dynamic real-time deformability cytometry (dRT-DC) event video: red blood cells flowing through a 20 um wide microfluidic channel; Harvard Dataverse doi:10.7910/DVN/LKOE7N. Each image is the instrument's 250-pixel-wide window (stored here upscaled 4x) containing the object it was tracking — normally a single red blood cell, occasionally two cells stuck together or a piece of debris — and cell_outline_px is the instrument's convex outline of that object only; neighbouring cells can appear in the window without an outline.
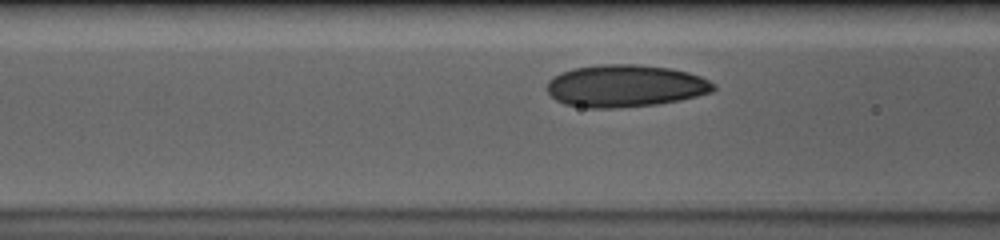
{"species": "human", "species_latin": "Homo sapiens", "temperature_condition": "cold", "stored_images_in_passage": 10, "camera_frame_rate_fps": 3000, "um_per_image_px": 0.085, "donor": {"sex": "male"}, "frame": {"image": 1, "passage_image": 7, "time_ms": 2.0, "image_size_px": [1000, 240], "cell_outline_px": [[716, 88], [712, 92], [680, 100], [656, 104], [616, 108], [588, 108], [564, 104], [556, 100], [544, 88], [548, 80], [552, 76], [560, 72], [572, 68], [600, 64], [636, 64], [672, 68], [688, 72], [700, 76], [716, 84]], "centroid_in_image_um": [53.11, 7.29], "position_along_channel_um": 113.5, "area_um2": 41.44}}